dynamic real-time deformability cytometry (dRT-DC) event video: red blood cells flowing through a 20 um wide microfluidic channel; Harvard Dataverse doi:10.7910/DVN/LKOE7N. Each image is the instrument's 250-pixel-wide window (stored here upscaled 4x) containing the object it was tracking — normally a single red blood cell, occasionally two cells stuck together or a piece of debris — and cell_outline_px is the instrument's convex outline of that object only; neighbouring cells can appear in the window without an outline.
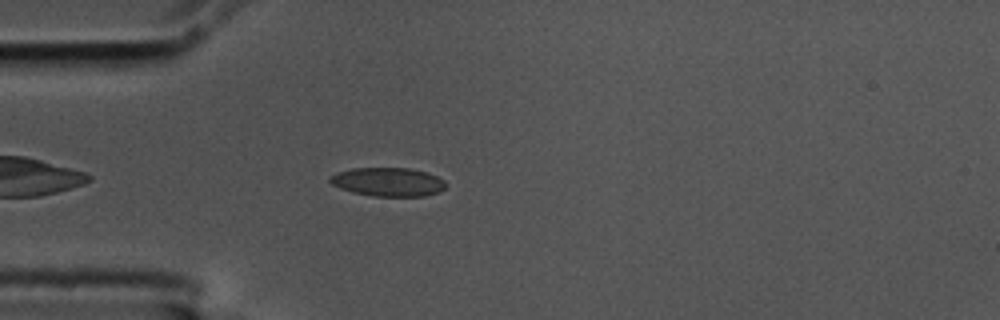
{"species": "common noctule bat (a hibernating species)", "species_latin": "Nyctalus noctula", "temperature_condition": "cold", "stored_images_in_passage": 45, "camera_frame_rate_fps": 3000, "um_per_image_px": 0.085, "animal": {"sex": "male", "body_mass_g": 17.5, "forearm_length_mm": 52.3}, "frame": {"image": 1, "passage_image": 5, "time_ms": 1.333, "image_size_px": [1000, 320], "cell_outline_px": [[444, 188], [440, 192], [424, 196], [372, 196], [352, 192], [340, 188], [332, 184], [328, 180], [336, 172], [352, 168], [408, 168], [428, 172], [444, 180]], "centroid_in_image_um": [32.98, 15.46], "position_along_channel_um": 52.0, "area_um2": 19.36}}
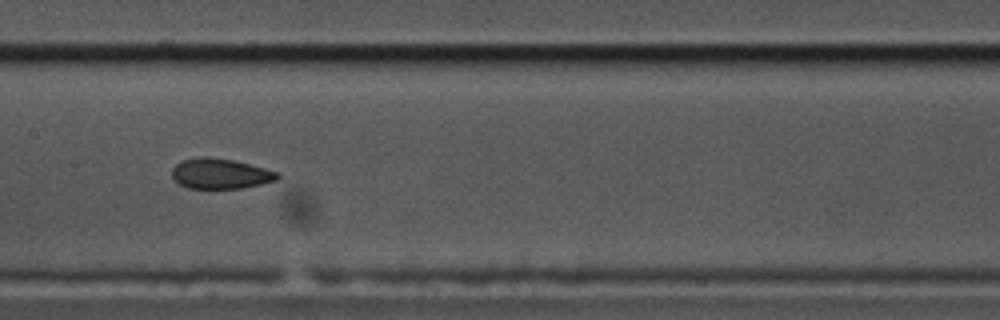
{"frame": {"image": 2, "passage_image": 17, "time_ms": 5.333, "image_size_px": [1000, 320], "cell_outline_px": [[280, 176], [276, 180], [260, 184], [240, 188], [188, 188], [180, 184], [172, 176], [172, 168], [180, 160], [204, 156], [232, 160], [280, 172]], "centroid_in_image_um": [18.72, 14.75], "position_along_channel_um": 188.7, "area_um2": 18.44}}
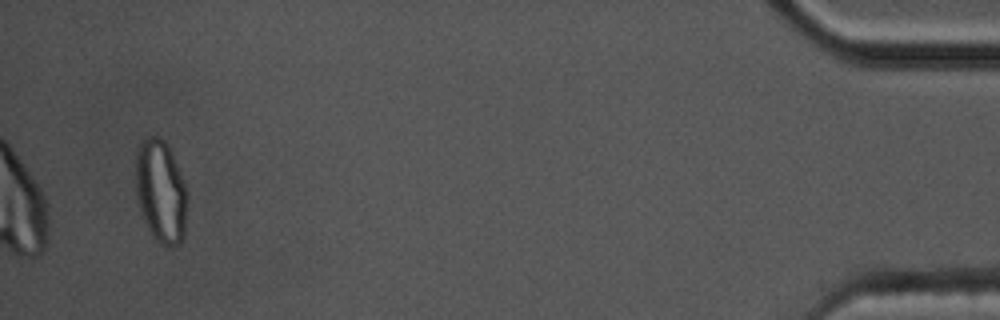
{"frame": {"image": 3, "passage_image": 43, "time_ms": 14.0, "image_size_px": [1000, 320], "cell_outline_px": [[188, 200], [184, 236], [180, 244], [168, 248], [160, 244], [152, 236], [140, 212], [136, 196], [136, 156], [140, 144], [148, 136], [160, 136], [168, 144], [188, 192]], "centroid_in_image_um": [13.69, 16.31], "position_along_channel_um": 421.5, "area_um2": 31.39}, "authors_computed_cell_mechanics": {"area_um2": 19.363, "velocity_mm_per_s": 3.62, "shape_relaxation_time_tau1_ms": 9.3025, "shape_relaxation_time_tau2_ms": 2.9661, "deformation_change_tau1": 0.1771, "deformation_change_tau2": 0.0743}}